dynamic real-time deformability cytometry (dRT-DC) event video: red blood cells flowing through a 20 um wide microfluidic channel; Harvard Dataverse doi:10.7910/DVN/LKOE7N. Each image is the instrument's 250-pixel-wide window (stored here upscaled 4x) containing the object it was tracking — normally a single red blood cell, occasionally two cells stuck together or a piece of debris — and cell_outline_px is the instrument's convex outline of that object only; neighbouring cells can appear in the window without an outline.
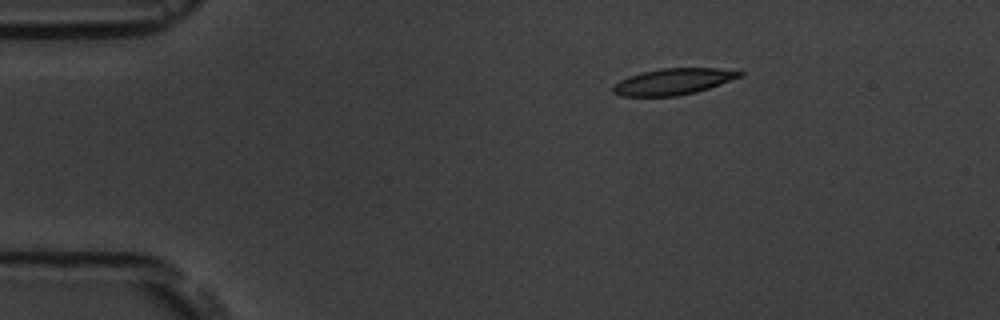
{"species": "common noctule bat (a hibernating species)", "species_latin": "Nyctalus noctula", "temperature_condition": "room temperature", "stored_images_in_passage": 46, "camera_frame_rate_fps": 3000, "um_per_image_px": 0.085, "animal": {"sex": "male", "body_mass_g": 19.5, "forearm_length_mm": 54.6}, "frame": {"image": 1, "passage_image": 1, "time_ms": 0.0, "image_size_px": [1000, 320], "cell_outline_px": [[744, 76], [696, 92], [676, 96], [620, 96], [612, 92], [612, 84], [628, 76], [640, 72], [660, 68], [720, 68], [744, 72]], "centroid_in_image_um": [57.2, 6.93], "position_along_channel_um": 27.8, "area_um2": 19.59}}
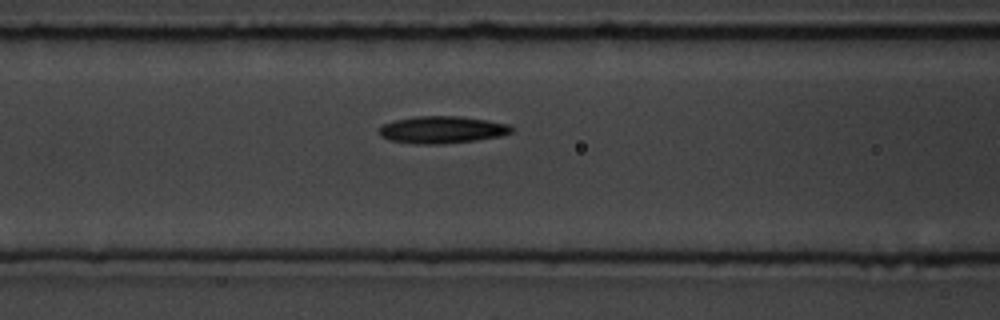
{"frame": {"image": 2, "passage_image": 14, "time_ms": 4.333, "image_size_px": [1000, 320], "cell_outline_px": [[516, 128], [512, 132], [500, 136], [476, 140], [440, 144], [416, 144], [388, 140], [380, 136], [380, 128], [384, 124], [392, 120], [416, 116], [460, 116], [488, 120], [508, 124]], "centroid_in_image_um": [37.58, 11.02], "position_along_channel_um": 129.0, "area_um2": 21.1}}
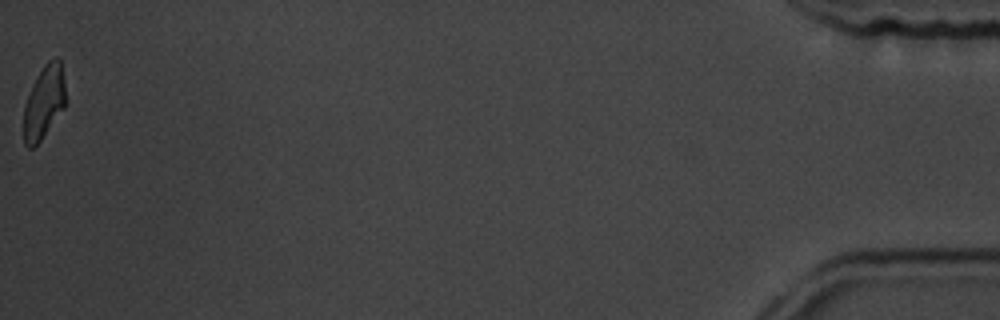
{"frame": {"image": 3, "passage_image": 46, "time_ms": 15.0, "image_size_px": [1000, 320], "cell_outline_px": [[68, 100], [64, 108], [40, 140], [32, 148], [28, 148], [24, 144], [24, 104], [32, 84], [44, 64], [48, 60], [56, 56], [60, 60]], "centroid_in_image_um": [3.76, 8.65], "position_along_channel_um": 431.4, "area_um2": 18.03}, "authors_computed_cell_mechanics": {"area_um2": 19.7676, "velocity_mm_per_s": 3.7762, "shape_relaxation_time_tau1_ms": 2.2596, "shape_relaxation_time_tau2_ms": 6.8208, "deformation_change_tau1": 0.1006, "deformation_change_tau2": 0.1206}}